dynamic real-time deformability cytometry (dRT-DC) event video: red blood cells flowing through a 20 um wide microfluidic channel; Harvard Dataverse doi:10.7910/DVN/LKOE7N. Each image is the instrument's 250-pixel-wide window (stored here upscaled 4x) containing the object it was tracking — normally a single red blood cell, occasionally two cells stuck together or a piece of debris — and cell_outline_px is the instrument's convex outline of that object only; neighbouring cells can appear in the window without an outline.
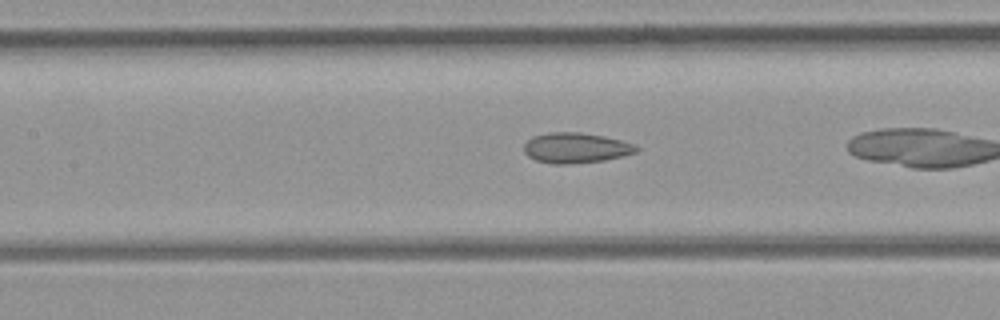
{"species": "common noctule bat (a hibernating species)", "species_latin": "Nyctalus noctula", "temperature_condition": "room temperature", "stored_images_in_passage": 25, "camera_frame_rate_fps": 3000, "um_per_image_px": 0.085, "animal": {"sex": "female", "body_mass_g": 21.9}, "frame": {"image": 1, "passage_image": 15, "time_ms": 4.667, "image_size_px": [1000, 320], "cell_outline_px": [[640, 148], [636, 152], [604, 160], [568, 164], [552, 164], [536, 160], [528, 156], [524, 152], [524, 144], [532, 136], [548, 132], [580, 132], [604, 136], [636, 144]], "centroid_in_image_um": [48.93, 12.56], "position_along_channel_um": 158.5, "area_um2": 19.88}}